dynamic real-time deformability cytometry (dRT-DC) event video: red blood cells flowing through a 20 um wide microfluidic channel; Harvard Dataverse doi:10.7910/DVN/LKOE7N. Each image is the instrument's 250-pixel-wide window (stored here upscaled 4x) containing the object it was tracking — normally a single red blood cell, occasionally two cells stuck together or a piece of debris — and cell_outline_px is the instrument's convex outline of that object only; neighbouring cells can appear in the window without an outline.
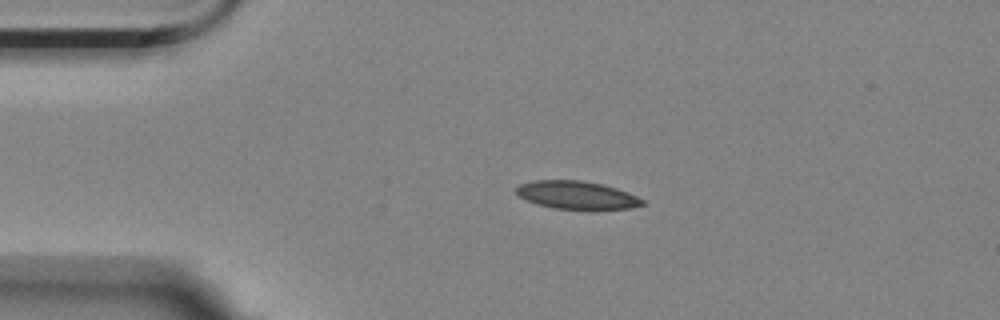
{"species": "Egyptian fruit bat (a non-hibernating species)", "species_latin": "Rousettus aegyptiacus", "temperature_condition": "room temperature", "stored_images_in_passage": 5, "camera_frame_rate_fps": 3000, "um_per_image_px": 0.085, "animal": {"sex": "female"}, "frame": {"image": 1, "passage_image": 4, "time_ms": 1.0, "image_size_px": [1000, 320], "cell_outline_px": [[644, 204], [632, 208], [592, 212], [552, 208], [536, 204], [520, 196], [516, 192], [516, 188], [520, 184], [532, 180], [584, 180], [616, 188], [628, 192], [644, 200]], "centroid_in_image_um": [49.07, 16.63], "position_along_channel_um": 35.9, "area_um2": 21.33}}